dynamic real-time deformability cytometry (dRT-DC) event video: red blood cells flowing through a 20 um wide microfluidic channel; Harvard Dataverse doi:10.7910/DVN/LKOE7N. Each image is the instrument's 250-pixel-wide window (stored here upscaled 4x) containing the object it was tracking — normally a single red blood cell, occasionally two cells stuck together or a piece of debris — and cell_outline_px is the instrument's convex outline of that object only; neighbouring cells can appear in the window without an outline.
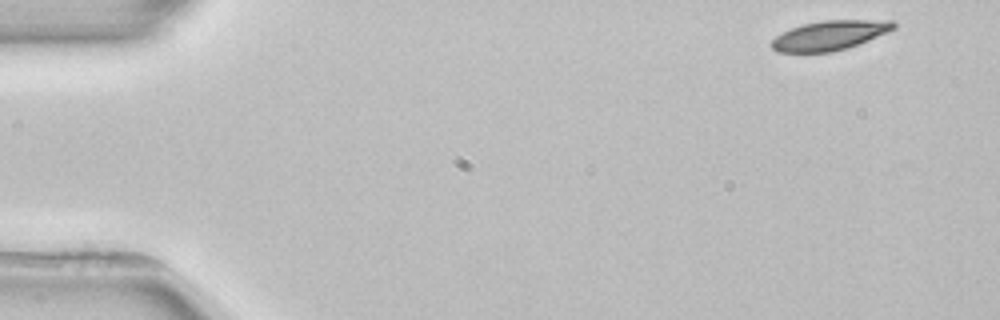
{"species": "common noctule bat (a hibernating species)", "species_latin": "Nyctalus noctula", "temperature_condition": "room temperature", "stored_images_in_passage": 4, "camera_frame_rate_fps": 3000, "um_per_image_px": 0.085, "animal": {"sex": "female", "body_mass_g": 22.7, "forearm_length_mm": 54.2}, "frame": {"image": 1, "passage_image": 1, "time_ms": 0.0, "image_size_px": [1000, 320], "cell_outline_px": [[896, 28], [888, 32], [848, 48], [832, 52], [776, 52], [768, 44], [776, 36], [792, 28], [804, 24], [824, 20], [896, 20]], "centroid_in_image_um": [70.55, 3.01], "position_along_channel_um": 14.5, "area_um2": 21.04}}